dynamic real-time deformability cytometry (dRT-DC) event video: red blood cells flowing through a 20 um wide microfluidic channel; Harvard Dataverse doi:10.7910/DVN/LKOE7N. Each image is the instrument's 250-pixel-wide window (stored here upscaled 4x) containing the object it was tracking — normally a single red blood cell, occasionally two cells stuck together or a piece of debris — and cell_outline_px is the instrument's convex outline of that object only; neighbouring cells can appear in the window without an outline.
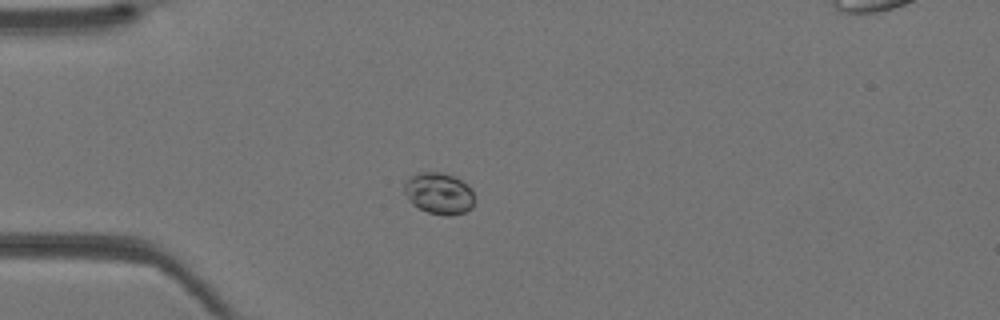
{"species": "Egyptian fruit bat (a non-hibernating species)", "species_latin": "Rousettus aegyptiacus", "temperature_condition": "warm", "stored_images_in_passage": 32, "segment_of_instrument_passage": [1, 2], "camera_frame_rate_fps": 3000, "um_per_image_px": 0.085, "animal": {"sex": "female"}, "frame": {"image": 1, "passage_image": 1, "time_ms": 0.0, "image_size_px": [1000, 320], "cell_outline_px": [[476, 200], [472, 208], [464, 212], [452, 216], [444, 216], [428, 212], [412, 204], [404, 192], [404, 184], [416, 172], [440, 172], [452, 176], [468, 184], [472, 188]], "centroid_in_image_um": [37.36, 16.45], "position_along_channel_um": 47.6, "area_um2": 17.17}}
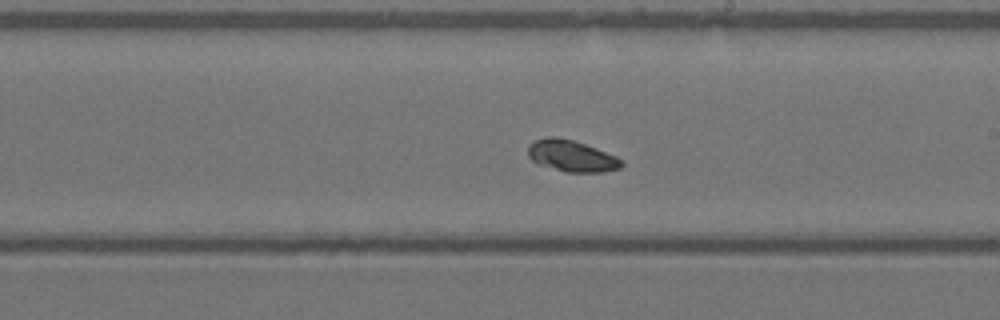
{"frame": {"image": 2, "passage_image": 14, "time_ms": 4.333, "image_size_px": [1000, 320], "cell_outline_px": [[624, 164], [620, 168], [604, 172], [564, 172], [540, 164], [532, 160], [528, 156], [528, 144], [536, 140], [548, 136], [556, 136], [572, 140], [596, 148], [616, 156]], "centroid_in_image_um": [48.57, 13.25], "position_along_channel_um": 240.4, "area_um2": 17.05}}
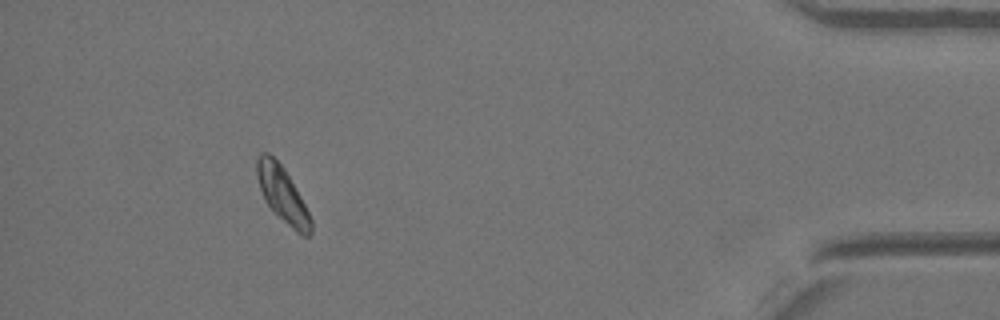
{"frame": {"image": 3, "passage_image": 28, "time_ms": 9.0, "image_size_px": [1000, 320], "cell_outline_px": [[312, 232], [308, 236], [300, 236], [264, 200], [256, 176], [256, 156], [260, 152], [268, 152], [284, 168], [300, 196], [312, 220]], "centroid_in_image_um": [23.99, 16.49], "position_along_channel_um": 411.2, "area_um2": 17.17}}